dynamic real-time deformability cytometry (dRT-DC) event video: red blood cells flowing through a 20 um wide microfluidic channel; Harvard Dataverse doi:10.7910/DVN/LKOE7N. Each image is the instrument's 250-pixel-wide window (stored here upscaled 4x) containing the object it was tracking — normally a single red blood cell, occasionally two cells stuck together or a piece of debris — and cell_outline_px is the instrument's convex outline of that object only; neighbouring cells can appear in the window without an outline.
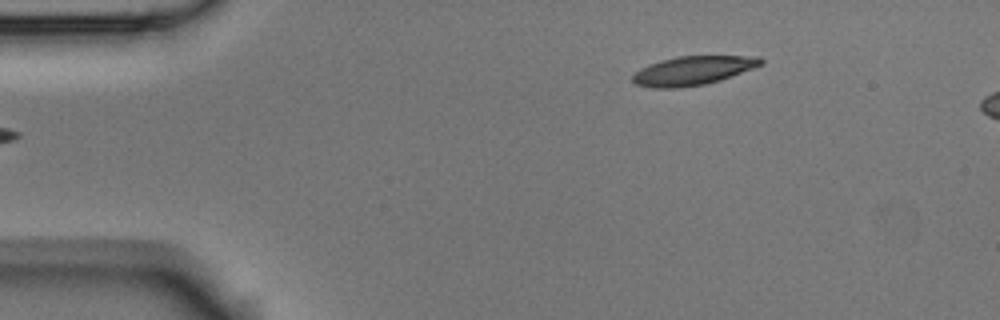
{"species": "Egyptian fruit bat (a non-hibernating species)", "species_latin": "Rousettus aegyptiacus", "temperature_condition": "room temperature", "stored_images_in_passage": 6, "camera_frame_rate_fps": 3000, "um_per_image_px": 0.085, "animal": {"sex": "male"}, "frame": {"image": 1, "passage_image": 1, "time_ms": 0.0, "image_size_px": [1000, 320], "cell_outline_px": [[764, 64], [720, 80], [704, 84], [680, 88], [652, 88], [636, 84], [632, 80], [632, 76], [640, 68], [648, 64], [660, 60], [676, 56], [760, 56], [764, 60]], "centroid_in_image_um": [58.89, 5.99], "position_along_channel_um": 26.1, "area_um2": 21.68}}